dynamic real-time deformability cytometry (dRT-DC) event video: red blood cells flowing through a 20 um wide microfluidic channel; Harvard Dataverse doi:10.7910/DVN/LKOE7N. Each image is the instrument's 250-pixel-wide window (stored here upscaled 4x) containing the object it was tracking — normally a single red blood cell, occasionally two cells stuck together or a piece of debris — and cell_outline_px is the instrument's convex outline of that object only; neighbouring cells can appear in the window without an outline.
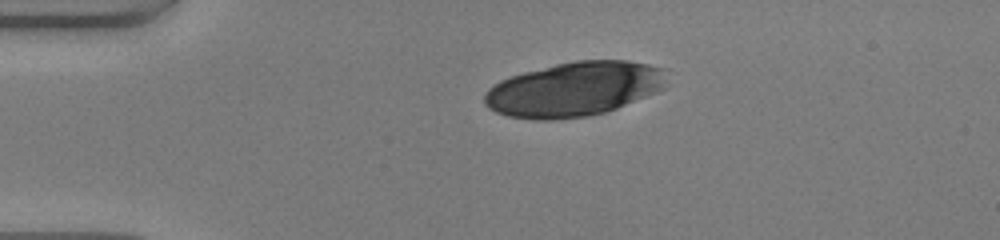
{"species": "human", "species_latin": "Homo sapiens", "temperature_condition": "warm", "stored_images_in_passage": 40, "camera_frame_rate_fps": 3000, "um_per_image_px": 0.085, "donor": {"sex": "male"}, "frame": {"image": 1, "passage_image": 1, "time_ms": 0.0, "image_size_px": [1000, 240], "cell_outline_px": [[668, 68], [664, 88], [656, 92], [616, 108], [604, 112], [588, 116], [552, 120], [536, 120], [508, 116], [496, 112], [488, 108], [484, 104], [484, 92], [488, 88], [500, 80], [524, 72], [556, 64], [576, 60], [628, 60]], "centroid_in_image_um": [48.81, 7.57], "position_along_channel_um": 36.2, "area_um2": 58.03}}